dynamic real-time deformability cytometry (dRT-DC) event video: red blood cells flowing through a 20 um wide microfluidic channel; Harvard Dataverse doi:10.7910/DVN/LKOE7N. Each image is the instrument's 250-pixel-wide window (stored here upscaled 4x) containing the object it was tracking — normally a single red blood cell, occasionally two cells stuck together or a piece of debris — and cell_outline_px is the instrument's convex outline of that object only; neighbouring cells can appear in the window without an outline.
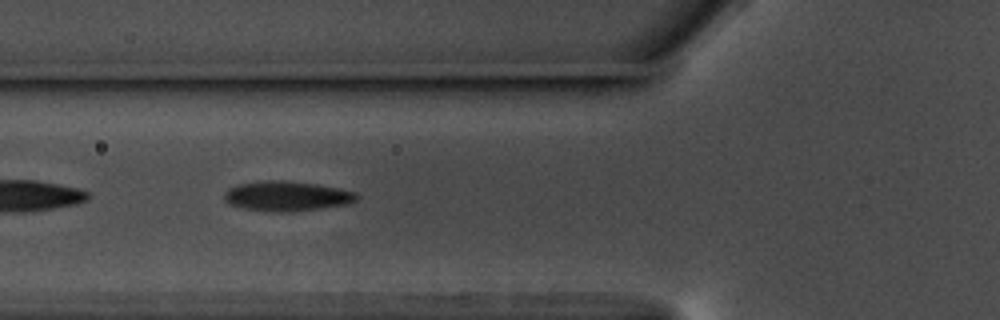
{"species": "common noctule bat (a hibernating species)", "species_latin": "Nyctalus noctula", "temperature_condition": "warm", "stored_images_in_passage": 21, "camera_frame_rate_fps": 3000, "um_per_image_px": 0.085, "animal": {"sex": "male", "body_mass_g": 17.5, "forearm_length_mm": 52.3}, "frame": {"image": 1, "passage_image": 4, "time_ms": 1.0, "image_size_px": [1000, 320], "cell_outline_px": [[360, 196], [356, 200], [348, 204], [320, 208], [288, 212], [272, 212], [244, 208], [228, 204], [224, 200], [224, 192], [228, 188], [236, 184], [268, 180], [288, 180], [316, 184], [340, 188], [356, 192]], "centroid_in_image_um": [24.37, 16.66], "position_along_channel_um": 101.4, "area_um2": 23.29}}
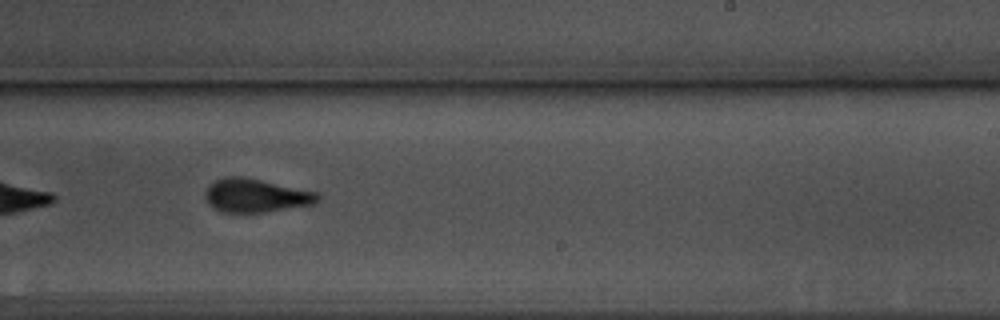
{"frame": {"image": 2, "passage_image": 18, "time_ms": 5.667, "image_size_px": [1000, 320], "cell_outline_px": [[320, 200], [312, 204], [264, 212], [220, 212], [212, 208], [208, 204], [204, 196], [204, 192], [216, 180], [224, 176], [240, 176], [260, 180], [316, 192], [320, 196]], "centroid_in_image_um": [21.69, 16.63], "position_along_channel_um": 267.3, "area_um2": 21.73}}